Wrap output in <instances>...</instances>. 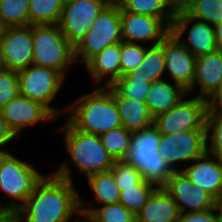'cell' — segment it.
Returning <instances> with one entry per match:
<instances>
[{
	"instance_id": "83f0119b",
	"label": "cell",
	"mask_w": 222,
	"mask_h": 222,
	"mask_svg": "<svg viewBox=\"0 0 222 222\" xmlns=\"http://www.w3.org/2000/svg\"><path fill=\"white\" fill-rule=\"evenodd\" d=\"M63 7L61 0H30L29 25L58 24Z\"/></svg>"
},
{
	"instance_id": "52a82bcc",
	"label": "cell",
	"mask_w": 222,
	"mask_h": 222,
	"mask_svg": "<svg viewBox=\"0 0 222 222\" xmlns=\"http://www.w3.org/2000/svg\"><path fill=\"white\" fill-rule=\"evenodd\" d=\"M122 41L120 5L108 3L93 22L91 29L74 47L76 62L85 65L106 47Z\"/></svg>"
},
{
	"instance_id": "1f68e13d",
	"label": "cell",
	"mask_w": 222,
	"mask_h": 222,
	"mask_svg": "<svg viewBox=\"0 0 222 222\" xmlns=\"http://www.w3.org/2000/svg\"><path fill=\"white\" fill-rule=\"evenodd\" d=\"M156 188L154 184L145 180L138 185L123 188L120 191L119 203L136 216Z\"/></svg>"
},
{
	"instance_id": "7a4b0ae2",
	"label": "cell",
	"mask_w": 222,
	"mask_h": 222,
	"mask_svg": "<svg viewBox=\"0 0 222 222\" xmlns=\"http://www.w3.org/2000/svg\"><path fill=\"white\" fill-rule=\"evenodd\" d=\"M67 108L66 119L78 130L102 135L122 126L112 94L105 87L78 96ZM68 117V118H67Z\"/></svg>"
},
{
	"instance_id": "d6a6232c",
	"label": "cell",
	"mask_w": 222,
	"mask_h": 222,
	"mask_svg": "<svg viewBox=\"0 0 222 222\" xmlns=\"http://www.w3.org/2000/svg\"><path fill=\"white\" fill-rule=\"evenodd\" d=\"M138 69L144 70L143 74L146 78H149V83L163 79L165 74L163 47L160 44L148 46Z\"/></svg>"
},
{
	"instance_id": "ac0fdd59",
	"label": "cell",
	"mask_w": 222,
	"mask_h": 222,
	"mask_svg": "<svg viewBox=\"0 0 222 222\" xmlns=\"http://www.w3.org/2000/svg\"><path fill=\"white\" fill-rule=\"evenodd\" d=\"M180 170L217 202L222 200V162L219 159L206 151Z\"/></svg>"
},
{
	"instance_id": "836d02e7",
	"label": "cell",
	"mask_w": 222,
	"mask_h": 222,
	"mask_svg": "<svg viewBox=\"0 0 222 222\" xmlns=\"http://www.w3.org/2000/svg\"><path fill=\"white\" fill-rule=\"evenodd\" d=\"M206 151L222 162V116L206 114Z\"/></svg>"
},
{
	"instance_id": "8fae6325",
	"label": "cell",
	"mask_w": 222,
	"mask_h": 222,
	"mask_svg": "<svg viewBox=\"0 0 222 222\" xmlns=\"http://www.w3.org/2000/svg\"><path fill=\"white\" fill-rule=\"evenodd\" d=\"M33 64L32 25L2 28L0 68L20 71Z\"/></svg>"
},
{
	"instance_id": "e0dca14e",
	"label": "cell",
	"mask_w": 222,
	"mask_h": 222,
	"mask_svg": "<svg viewBox=\"0 0 222 222\" xmlns=\"http://www.w3.org/2000/svg\"><path fill=\"white\" fill-rule=\"evenodd\" d=\"M0 113L17 136L40 122L58 119L41 103L20 94L2 107Z\"/></svg>"
},
{
	"instance_id": "4dcf8cb0",
	"label": "cell",
	"mask_w": 222,
	"mask_h": 222,
	"mask_svg": "<svg viewBox=\"0 0 222 222\" xmlns=\"http://www.w3.org/2000/svg\"><path fill=\"white\" fill-rule=\"evenodd\" d=\"M132 132L119 126L100 135L102 145L115 161L123 160L130 146Z\"/></svg>"
},
{
	"instance_id": "603a6c76",
	"label": "cell",
	"mask_w": 222,
	"mask_h": 222,
	"mask_svg": "<svg viewBox=\"0 0 222 222\" xmlns=\"http://www.w3.org/2000/svg\"><path fill=\"white\" fill-rule=\"evenodd\" d=\"M171 83L165 79L151 83L145 102L153 118L173 108L187 95L179 84Z\"/></svg>"
},
{
	"instance_id": "277c9868",
	"label": "cell",
	"mask_w": 222,
	"mask_h": 222,
	"mask_svg": "<svg viewBox=\"0 0 222 222\" xmlns=\"http://www.w3.org/2000/svg\"><path fill=\"white\" fill-rule=\"evenodd\" d=\"M56 131L63 132L64 147L78 172L89 176L110 171L115 160L98 135L76 129L67 119Z\"/></svg>"
},
{
	"instance_id": "6da1fadb",
	"label": "cell",
	"mask_w": 222,
	"mask_h": 222,
	"mask_svg": "<svg viewBox=\"0 0 222 222\" xmlns=\"http://www.w3.org/2000/svg\"><path fill=\"white\" fill-rule=\"evenodd\" d=\"M63 162L58 170L35 186L19 209L20 222H79L80 196L73 183L70 166ZM76 214L79 215L76 218Z\"/></svg>"
},
{
	"instance_id": "bcb514c9",
	"label": "cell",
	"mask_w": 222,
	"mask_h": 222,
	"mask_svg": "<svg viewBox=\"0 0 222 222\" xmlns=\"http://www.w3.org/2000/svg\"><path fill=\"white\" fill-rule=\"evenodd\" d=\"M79 222H90L84 215H81Z\"/></svg>"
},
{
	"instance_id": "9c48e42d",
	"label": "cell",
	"mask_w": 222,
	"mask_h": 222,
	"mask_svg": "<svg viewBox=\"0 0 222 222\" xmlns=\"http://www.w3.org/2000/svg\"><path fill=\"white\" fill-rule=\"evenodd\" d=\"M206 113L205 98L194 96L188 99V97H183L173 108L156 116L153 120V125L163 134H173L192 129H206Z\"/></svg>"
},
{
	"instance_id": "8992f818",
	"label": "cell",
	"mask_w": 222,
	"mask_h": 222,
	"mask_svg": "<svg viewBox=\"0 0 222 222\" xmlns=\"http://www.w3.org/2000/svg\"><path fill=\"white\" fill-rule=\"evenodd\" d=\"M44 176L9 151L0 153V189L10 197L6 204L0 202V209L19 210Z\"/></svg>"
},
{
	"instance_id": "7bdbcfd3",
	"label": "cell",
	"mask_w": 222,
	"mask_h": 222,
	"mask_svg": "<svg viewBox=\"0 0 222 222\" xmlns=\"http://www.w3.org/2000/svg\"><path fill=\"white\" fill-rule=\"evenodd\" d=\"M170 3L177 9H182L191 0H169Z\"/></svg>"
},
{
	"instance_id": "cb8c5ba5",
	"label": "cell",
	"mask_w": 222,
	"mask_h": 222,
	"mask_svg": "<svg viewBox=\"0 0 222 222\" xmlns=\"http://www.w3.org/2000/svg\"><path fill=\"white\" fill-rule=\"evenodd\" d=\"M90 202V203H89ZM93 205L92 201L84 202L80 197V211L90 222H136V216L121 203Z\"/></svg>"
},
{
	"instance_id": "5b68a950",
	"label": "cell",
	"mask_w": 222,
	"mask_h": 222,
	"mask_svg": "<svg viewBox=\"0 0 222 222\" xmlns=\"http://www.w3.org/2000/svg\"><path fill=\"white\" fill-rule=\"evenodd\" d=\"M33 64L49 67L67 77L76 62L75 48L58 24L32 25Z\"/></svg>"
},
{
	"instance_id": "f1b7e54d",
	"label": "cell",
	"mask_w": 222,
	"mask_h": 222,
	"mask_svg": "<svg viewBox=\"0 0 222 222\" xmlns=\"http://www.w3.org/2000/svg\"><path fill=\"white\" fill-rule=\"evenodd\" d=\"M30 0H0L2 28L29 25Z\"/></svg>"
},
{
	"instance_id": "b9f144b4",
	"label": "cell",
	"mask_w": 222,
	"mask_h": 222,
	"mask_svg": "<svg viewBox=\"0 0 222 222\" xmlns=\"http://www.w3.org/2000/svg\"><path fill=\"white\" fill-rule=\"evenodd\" d=\"M215 37L219 49L222 48V23H219L214 26Z\"/></svg>"
},
{
	"instance_id": "7c38bea8",
	"label": "cell",
	"mask_w": 222,
	"mask_h": 222,
	"mask_svg": "<svg viewBox=\"0 0 222 222\" xmlns=\"http://www.w3.org/2000/svg\"><path fill=\"white\" fill-rule=\"evenodd\" d=\"M171 32L195 56H201L219 49L214 26L189 16L183 9H177ZM187 32L188 39L182 38Z\"/></svg>"
},
{
	"instance_id": "ffe728a7",
	"label": "cell",
	"mask_w": 222,
	"mask_h": 222,
	"mask_svg": "<svg viewBox=\"0 0 222 222\" xmlns=\"http://www.w3.org/2000/svg\"><path fill=\"white\" fill-rule=\"evenodd\" d=\"M85 67L89 71L93 82L96 83L95 86L106 87L112 85L121 77L120 43L106 47L92 57L85 64ZM105 78H107L106 82Z\"/></svg>"
},
{
	"instance_id": "7402d4cb",
	"label": "cell",
	"mask_w": 222,
	"mask_h": 222,
	"mask_svg": "<svg viewBox=\"0 0 222 222\" xmlns=\"http://www.w3.org/2000/svg\"><path fill=\"white\" fill-rule=\"evenodd\" d=\"M179 215L176 202L163 187H157L136 215V222H177Z\"/></svg>"
},
{
	"instance_id": "f35d334b",
	"label": "cell",
	"mask_w": 222,
	"mask_h": 222,
	"mask_svg": "<svg viewBox=\"0 0 222 222\" xmlns=\"http://www.w3.org/2000/svg\"><path fill=\"white\" fill-rule=\"evenodd\" d=\"M207 113L222 116V81L206 98Z\"/></svg>"
},
{
	"instance_id": "ee69618b",
	"label": "cell",
	"mask_w": 222,
	"mask_h": 222,
	"mask_svg": "<svg viewBox=\"0 0 222 222\" xmlns=\"http://www.w3.org/2000/svg\"><path fill=\"white\" fill-rule=\"evenodd\" d=\"M217 208L220 212V215H221V220H222V200L217 202Z\"/></svg>"
},
{
	"instance_id": "ba28073f",
	"label": "cell",
	"mask_w": 222,
	"mask_h": 222,
	"mask_svg": "<svg viewBox=\"0 0 222 222\" xmlns=\"http://www.w3.org/2000/svg\"><path fill=\"white\" fill-rule=\"evenodd\" d=\"M20 95L44 105L56 118L63 109L51 106L63 88L64 76L55 69L31 64L18 71ZM62 111V112H61Z\"/></svg>"
},
{
	"instance_id": "ab89813d",
	"label": "cell",
	"mask_w": 222,
	"mask_h": 222,
	"mask_svg": "<svg viewBox=\"0 0 222 222\" xmlns=\"http://www.w3.org/2000/svg\"><path fill=\"white\" fill-rule=\"evenodd\" d=\"M16 137L17 135L0 113V153L7 152L8 148L6 149V144L12 142Z\"/></svg>"
},
{
	"instance_id": "f6af8a7d",
	"label": "cell",
	"mask_w": 222,
	"mask_h": 222,
	"mask_svg": "<svg viewBox=\"0 0 222 222\" xmlns=\"http://www.w3.org/2000/svg\"><path fill=\"white\" fill-rule=\"evenodd\" d=\"M75 1H77V0H61L63 6H65V5H67V4H70V3H73V2H75Z\"/></svg>"
},
{
	"instance_id": "484cf974",
	"label": "cell",
	"mask_w": 222,
	"mask_h": 222,
	"mask_svg": "<svg viewBox=\"0 0 222 222\" xmlns=\"http://www.w3.org/2000/svg\"><path fill=\"white\" fill-rule=\"evenodd\" d=\"M143 73V69L130 71L111 86L123 97L145 102L151 83Z\"/></svg>"
},
{
	"instance_id": "5bb4252c",
	"label": "cell",
	"mask_w": 222,
	"mask_h": 222,
	"mask_svg": "<svg viewBox=\"0 0 222 222\" xmlns=\"http://www.w3.org/2000/svg\"><path fill=\"white\" fill-rule=\"evenodd\" d=\"M163 188L176 202L180 214L217 207V201L204 189L193 184L181 170L174 171Z\"/></svg>"
},
{
	"instance_id": "2e32d148",
	"label": "cell",
	"mask_w": 222,
	"mask_h": 222,
	"mask_svg": "<svg viewBox=\"0 0 222 222\" xmlns=\"http://www.w3.org/2000/svg\"><path fill=\"white\" fill-rule=\"evenodd\" d=\"M121 31L124 42L154 46L164 40L171 28L160 18L121 12Z\"/></svg>"
},
{
	"instance_id": "d4e9b609",
	"label": "cell",
	"mask_w": 222,
	"mask_h": 222,
	"mask_svg": "<svg viewBox=\"0 0 222 222\" xmlns=\"http://www.w3.org/2000/svg\"><path fill=\"white\" fill-rule=\"evenodd\" d=\"M120 12L148 15L162 19L170 28L175 17L176 8L169 0H122Z\"/></svg>"
},
{
	"instance_id": "7dc6e473",
	"label": "cell",
	"mask_w": 222,
	"mask_h": 222,
	"mask_svg": "<svg viewBox=\"0 0 222 222\" xmlns=\"http://www.w3.org/2000/svg\"><path fill=\"white\" fill-rule=\"evenodd\" d=\"M122 0H113L114 4H119Z\"/></svg>"
},
{
	"instance_id": "d590c367",
	"label": "cell",
	"mask_w": 222,
	"mask_h": 222,
	"mask_svg": "<svg viewBox=\"0 0 222 222\" xmlns=\"http://www.w3.org/2000/svg\"><path fill=\"white\" fill-rule=\"evenodd\" d=\"M110 171L113 173L120 191L143 181L141 173L133 165L123 160L115 161Z\"/></svg>"
},
{
	"instance_id": "4316f807",
	"label": "cell",
	"mask_w": 222,
	"mask_h": 222,
	"mask_svg": "<svg viewBox=\"0 0 222 222\" xmlns=\"http://www.w3.org/2000/svg\"><path fill=\"white\" fill-rule=\"evenodd\" d=\"M87 180L98 203L107 205L119 202L120 189L111 171L93 174Z\"/></svg>"
},
{
	"instance_id": "44dd1931",
	"label": "cell",
	"mask_w": 222,
	"mask_h": 222,
	"mask_svg": "<svg viewBox=\"0 0 222 222\" xmlns=\"http://www.w3.org/2000/svg\"><path fill=\"white\" fill-rule=\"evenodd\" d=\"M113 96L122 126L130 132L147 129L153 125L146 102L121 96L111 85L105 87Z\"/></svg>"
},
{
	"instance_id": "8d00e7d4",
	"label": "cell",
	"mask_w": 222,
	"mask_h": 222,
	"mask_svg": "<svg viewBox=\"0 0 222 222\" xmlns=\"http://www.w3.org/2000/svg\"><path fill=\"white\" fill-rule=\"evenodd\" d=\"M19 94L18 71L0 68V109Z\"/></svg>"
},
{
	"instance_id": "74e56055",
	"label": "cell",
	"mask_w": 222,
	"mask_h": 222,
	"mask_svg": "<svg viewBox=\"0 0 222 222\" xmlns=\"http://www.w3.org/2000/svg\"><path fill=\"white\" fill-rule=\"evenodd\" d=\"M177 222H222L216 207L212 210L181 213Z\"/></svg>"
},
{
	"instance_id": "30bf717a",
	"label": "cell",
	"mask_w": 222,
	"mask_h": 222,
	"mask_svg": "<svg viewBox=\"0 0 222 222\" xmlns=\"http://www.w3.org/2000/svg\"><path fill=\"white\" fill-rule=\"evenodd\" d=\"M158 152L176 171L175 165L189 162L206 152V129H192L173 134L160 133Z\"/></svg>"
},
{
	"instance_id": "f546056e",
	"label": "cell",
	"mask_w": 222,
	"mask_h": 222,
	"mask_svg": "<svg viewBox=\"0 0 222 222\" xmlns=\"http://www.w3.org/2000/svg\"><path fill=\"white\" fill-rule=\"evenodd\" d=\"M182 9L189 16L213 26L222 23V0H191Z\"/></svg>"
},
{
	"instance_id": "e575fe53",
	"label": "cell",
	"mask_w": 222,
	"mask_h": 222,
	"mask_svg": "<svg viewBox=\"0 0 222 222\" xmlns=\"http://www.w3.org/2000/svg\"><path fill=\"white\" fill-rule=\"evenodd\" d=\"M147 48L143 44L124 41L120 43L121 77L130 71L138 69L144 59Z\"/></svg>"
},
{
	"instance_id": "d6986e66",
	"label": "cell",
	"mask_w": 222,
	"mask_h": 222,
	"mask_svg": "<svg viewBox=\"0 0 222 222\" xmlns=\"http://www.w3.org/2000/svg\"><path fill=\"white\" fill-rule=\"evenodd\" d=\"M222 81V53L220 49L205 55L196 57L195 74L191 92H197L196 86H199V94L196 96L207 98ZM194 90V91H193Z\"/></svg>"
},
{
	"instance_id": "60d3db41",
	"label": "cell",
	"mask_w": 222,
	"mask_h": 222,
	"mask_svg": "<svg viewBox=\"0 0 222 222\" xmlns=\"http://www.w3.org/2000/svg\"><path fill=\"white\" fill-rule=\"evenodd\" d=\"M0 222H20L19 210L0 209Z\"/></svg>"
},
{
	"instance_id": "9a60e30c",
	"label": "cell",
	"mask_w": 222,
	"mask_h": 222,
	"mask_svg": "<svg viewBox=\"0 0 222 222\" xmlns=\"http://www.w3.org/2000/svg\"><path fill=\"white\" fill-rule=\"evenodd\" d=\"M165 59V73L173 83L188 91L193 83L196 57L170 32L160 43Z\"/></svg>"
},
{
	"instance_id": "3957f363",
	"label": "cell",
	"mask_w": 222,
	"mask_h": 222,
	"mask_svg": "<svg viewBox=\"0 0 222 222\" xmlns=\"http://www.w3.org/2000/svg\"><path fill=\"white\" fill-rule=\"evenodd\" d=\"M159 142L160 132L154 125L132 132L130 146L123 161L133 165L143 180L156 187H163L174 170L158 152Z\"/></svg>"
},
{
	"instance_id": "4fadbf2b",
	"label": "cell",
	"mask_w": 222,
	"mask_h": 222,
	"mask_svg": "<svg viewBox=\"0 0 222 222\" xmlns=\"http://www.w3.org/2000/svg\"><path fill=\"white\" fill-rule=\"evenodd\" d=\"M108 0H77L63 7L58 23L61 32L74 47L91 29Z\"/></svg>"
}]
</instances>
